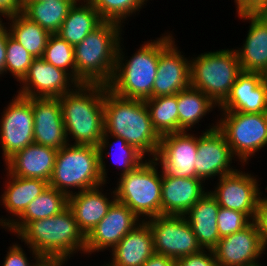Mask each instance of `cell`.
<instances>
[{"label": "cell", "mask_w": 267, "mask_h": 266, "mask_svg": "<svg viewBox=\"0 0 267 266\" xmlns=\"http://www.w3.org/2000/svg\"><path fill=\"white\" fill-rule=\"evenodd\" d=\"M16 237L46 262L57 265L67 264L79 251L85 254V235L69 207L52 217L30 222Z\"/></svg>", "instance_id": "cell-1"}, {"label": "cell", "mask_w": 267, "mask_h": 266, "mask_svg": "<svg viewBox=\"0 0 267 266\" xmlns=\"http://www.w3.org/2000/svg\"><path fill=\"white\" fill-rule=\"evenodd\" d=\"M103 112V134L122 137L144 157L154 159L161 136L152 125L144 100L119 97L105 86Z\"/></svg>", "instance_id": "cell-2"}, {"label": "cell", "mask_w": 267, "mask_h": 266, "mask_svg": "<svg viewBox=\"0 0 267 266\" xmlns=\"http://www.w3.org/2000/svg\"><path fill=\"white\" fill-rule=\"evenodd\" d=\"M104 99L105 85L100 84H78L59 97L68 144L98 148L104 133Z\"/></svg>", "instance_id": "cell-3"}, {"label": "cell", "mask_w": 267, "mask_h": 266, "mask_svg": "<svg viewBox=\"0 0 267 266\" xmlns=\"http://www.w3.org/2000/svg\"><path fill=\"white\" fill-rule=\"evenodd\" d=\"M124 26L104 21L74 46L76 82L108 86L113 78ZM123 32V33H121Z\"/></svg>", "instance_id": "cell-4"}, {"label": "cell", "mask_w": 267, "mask_h": 266, "mask_svg": "<svg viewBox=\"0 0 267 266\" xmlns=\"http://www.w3.org/2000/svg\"><path fill=\"white\" fill-rule=\"evenodd\" d=\"M123 40H120L118 46L115 71L108 89L126 99L153 98V83L159 61V38L144 41L130 59L123 51Z\"/></svg>", "instance_id": "cell-5"}, {"label": "cell", "mask_w": 267, "mask_h": 266, "mask_svg": "<svg viewBox=\"0 0 267 266\" xmlns=\"http://www.w3.org/2000/svg\"><path fill=\"white\" fill-rule=\"evenodd\" d=\"M48 183L50 187L67 196L104 185L100 174L98 148L67 144L58 149L53 173Z\"/></svg>", "instance_id": "cell-6"}, {"label": "cell", "mask_w": 267, "mask_h": 266, "mask_svg": "<svg viewBox=\"0 0 267 266\" xmlns=\"http://www.w3.org/2000/svg\"><path fill=\"white\" fill-rule=\"evenodd\" d=\"M241 72L234 48L207 51L190 59V86L201 90L219 107Z\"/></svg>", "instance_id": "cell-7"}, {"label": "cell", "mask_w": 267, "mask_h": 266, "mask_svg": "<svg viewBox=\"0 0 267 266\" xmlns=\"http://www.w3.org/2000/svg\"><path fill=\"white\" fill-rule=\"evenodd\" d=\"M158 167L154 159L148 158L132 171L119 175L117 186L112 188L116 201L126 205L141 221L161 215L162 170Z\"/></svg>", "instance_id": "cell-8"}, {"label": "cell", "mask_w": 267, "mask_h": 266, "mask_svg": "<svg viewBox=\"0 0 267 266\" xmlns=\"http://www.w3.org/2000/svg\"><path fill=\"white\" fill-rule=\"evenodd\" d=\"M217 128L223 133L233 155L246 166L255 153L267 147V113L222 112Z\"/></svg>", "instance_id": "cell-9"}, {"label": "cell", "mask_w": 267, "mask_h": 266, "mask_svg": "<svg viewBox=\"0 0 267 266\" xmlns=\"http://www.w3.org/2000/svg\"><path fill=\"white\" fill-rule=\"evenodd\" d=\"M34 143L32 98L14 94L0 119V144L4 163L16 152Z\"/></svg>", "instance_id": "cell-10"}, {"label": "cell", "mask_w": 267, "mask_h": 266, "mask_svg": "<svg viewBox=\"0 0 267 266\" xmlns=\"http://www.w3.org/2000/svg\"><path fill=\"white\" fill-rule=\"evenodd\" d=\"M145 221L153 234L155 253L177 260L202 250L185 216L159 215Z\"/></svg>", "instance_id": "cell-11"}, {"label": "cell", "mask_w": 267, "mask_h": 266, "mask_svg": "<svg viewBox=\"0 0 267 266\" xmlns=\"http://www.w3.org/2000/svg\"><path fill=\"white\" fill-rule=\"evenodd\" d=\"M161 35L153 97L175 95L190 86V57H185L178 49L176 39L169 31Z\"/></svg>", "instance_id": "cell-12"}, {"label": "cell", "mask_w": 267, "mask_h": 266, "mask_svg": "<svg viewBox=\"0 0 267 266\" xmlns=\"http://www.w3.org/2000/svg\"><path fill=\"white\" fill-rule=\"evenodd\" d=\"M216 123V124H215ZM212 123L198 135L197 155L195 161V178L204 182L235 172L232 166L235 160L231 148L223 133L217 128V122ZM215 124V125H214ZM232 166V167H231Z\"/></svg>", "instance_id": "cell-13"}, {"label": "cell", "mask_w": 267, "mask_h": 266, "mask_svg": "<svg viewBox=\"0 0 267 266\" xmlns=\"http://www.w3.org/2000/svg\"><path fill=\"white\" fill-rule=\"evenodd\" d=\"M257 176L237 169L217 179L216 187L209 192L220 207L245 213L253 221L263 195Z\"/></svg>", "instance_id": "cell-14"}, {"label": "cell", "mask_w": 267, "mask_h": 266, "mask_svg": "<svg viewBox=\"0 0 267 266\" xmlns=\"http://www.w3.org/2000/svg\"><path fill=\"white\" fill-rule=\"evenodd\" d=\"M196 134L191 131L189 133L182 131L161 136L158 153L154 160L165 176L195 178L198 142Z\"/></svg>", "instance_id": "cell-15"}, {"label": "cell", "mask_w": 267, "mask_h": 266, "mask_svg": "<svg viewBox=\"0 0 267 266\" xmlns=\"http://www.w3.org/2000/svg\"><path fill=\"white\" fill-rule=\"evenodd\" d=\"M77 85L67 72L39 57L33 59L16 93L27 98H59Z\"/></svg>", "instance_id": "cell-16"}, {"label": "cell", "mask_w": 267, "mask_h": 266, "mask_svg": "<svg viewBox=\"0 0 267 266\" xmlns=\"http://www.w3.org/2000/svg\"><path fill=\"white\" fill-rule=\"evenodd\" d=\"M140 222L126 205L115 201L106 216L85 236V255L113 249Z\"/></svg>", "instance_id": "cell-17"}, {"label": "cell", "mask_w": 267, "mask_h": 266, "mask_svg": "<svg viewBox=\"0 0 267 266\" xmlns=\"http://www.w3.org/2000/svg\"><path fill=\"white\" fill-rule=\"evenodd\" d=\"M267 251L261 241L255 223L244 229L220 238L213 252L218 266H247L258 263Z\"/></svg>", "instance_id": "cell-18"}, {"label": "cell", "mask_w": 267, "mask_h": 266, "mask_svg": "<svg viewBox=\"0 0 267 266\" xmlns=\"http://www.w3.org/2000/svg\"><path fill=\"white\" fill-rule=\"evenodd\" d=\"M218 108L220 113H267V77L261 73L242 71L229 96Z\"/></svg>", "instance_id": "cell-19"}, {"label": "cell", "mask_w": 267, "mask_h": 266, "mask_svg": "<svg viewBox=\"0 0 267 266\" xmlns=\"http://www.w3.org/2000/svg\"><path fill=\"white\" fill-rule=\"evenodd\" d=\"M34 143L56 150L68 144L59 98H32Z\"/></svg>", "instance_id": "cell-20"}, {"label": "cell", "mask_w": 267, "mask_h": 266, "mask_svg": "<svg viewBox=\"0 0 267 266\" xmlns=\"http://www.w3.org/2000/svg\"><path fill=\"white\" fill-rule=\"evenodd\" d=\"M203 183L200 178L169 177L162 173L161 215L184 216L208 192Z\"/></svg>", "instance_id": "cell-21"}, {"label": "cell", "mask_w": 267, "mask_h": 266, "mask_svg": "<svg viewBox=\"0 0 267 266\" xmlns=\"http://www.w3.org/2000/svg\"><path fill=\"white\" fill-rule=\"evenodd\" d=\"M237 17L250 24L243 46L235 49L241 70L267 77V22L258 14H241Z\"/></svg>", "instance_id": "cell-22"}, {"label": "cell", "mask_w": 267, "mask_h": 266, "mask_svg": "<svg viewBox=\"0 0 267 266\" xmlns=\"http://www.w3.org/2000/svg\"><path fill=\"white\" fill-rule=\"evenodd\" d=\"M5 189L0 196V204L11 216L0 218L1 228L6 229L25 211L29 203L49 186L47 181L11 175L7 170ZM4 217V218H3Z\"/></svg>", "instance_id": "cell-23"}, {"label": "cell", "mask_w": 267, "mask_h": 266, "mask_svg": "<svg viewBox=\"0 0 267 266\" xmlns=\"http://www.w3.org/2000/svg\"><path fill=\"white\" fill-rule=\"evenodd\" d=\"M102 186L106 185L68 196V207L73 212L78 227L85 236L106 216L109 208L116 201L115 191H110V195V193H105ZM106 194L110 196L108 197Z\"/></svg>", "instance_id": "cell-24"}, {"label": "cell", "mask_w": 267, "mask_h": 266, "mask_svg": "<svg viewBox=\"0 0 267 266\" xmlns=\"http://www.w3.org/2000/svg\"><path fill=\"white\" fill-rule=\"evenodd\" d=\"M58 150L38 144H30L16 152L6 162L11 175L23 178L41 179L49 182L53 173Z\"/></svg>", "instance_id": "cell-25"}, {"label": "cell", "mask_w": 267, "mask_h": 266, "mask_svg": "<svg viewBox=\"0 0 267 266\" xmlns=\"http://www.w3.org/2000/svg\"><path fill=\"white\" fill-rule=\"evenodd\" d=\"M109 252L110 266H142L155 253L148 223L141 221Z\"/></svg>", "instance_id": "cell-26"}, {"label": "cell", "mask_w": 267, "mask_h": 266, "mask_svg": "<svg viewBox=\"0 0 267 266\" xmlns=\"http://www.w3.org/2000/svg\"><path fill=\"white\" fill-rule=\"evenodd\" d=\"M220 206L208 191L184 215L202 249L213 250L220 240L217 214Z\"/></svg>", "instance_id": "cell-27"}, {"label": "cell", "mask_w": 267, "mask_h": 266, "mask_svg": "<svg viewBox=\"0 0 267 266\" xmlns=\"http://www.w3.org/2000/svg\"><path fill=\"white\" fill-rule=\"evenodd\" d=\"M103 22L104 20L88 0H77L56 34L75 46Z\"/></svg>", "instance_id": "cell-28"}, {"label": "cell", "mask_w": 267, "mask_h": 266, "mask_svg": "<svg viewBox=\"0 0 267 266\" xmlns=\"http://www.w3.org/2000/svg\"><path fill=\"white\" fill-rule=\"evenodd\" d=\"M67 207L68 196L48 186L6 230L17 236L30 222L57 215Z\"/></svg>", "instance_id": "cell-29"}, {"label": "cell", "mask_w": 267, "mask_h": 266, "mask_svg": "<svg viewBox=\"0 0 267 266\" xmlns=\"http://www.w3.org/2000/svg\"><path fill=\"white\" fill-rule=\"evenodd\" d=\"M111 138V141H113L114 139L115 140L113 142H109V139ZM98 150L100 157V174L105 184L108 183V180L106 179L108 178V169H106V164L104 161L106 155H109V157L112 158L111 160H113L111 162L115 163L116 166H118L120 175L128 173L134 168H137L146 159L138 150L128 144L122 137L115 135L103 134V137L101 138L100 144L98 146Z\"/></svg>", "instance_id": "cell-30"}, {"label": "cell", "mask_w": 267, "mask_h": 266, "mask_svg": "<svg viewBox=\"0 0 267 266\" xmlns=\"http://www.w3.org/2000/svg\"><path fill=\"white\" fill-rule=\"evenodd\" d=\"M177 103L178 132L195 128L204 116L218 107L205 93L191 86L177 93Z\"/></svg>", "instance_id": "cell-31"}, {"label": "cell", "mask_w": 267, "mask_h": 266, "mask_svg": "<svg viewBox=\"0 0 267 266\" xmlns=\"http://www.w3.org/2000/svg\"><path fill=\"white\" fill-rule=\"evenodd\" d=\"M10 35L34 58L43 57L47 41L51 35L22 12L5 19Z\"/></svg>", "instance_id": "cell-32"}, {"label": "cell", "mask_w": 267, "mask_h": 266, "mask_svg": "<svg viewBox=\"0 0 267 266\" xmlns=\"http://www.w3.org/2000/svg\"><path fill=\"white\" fill-rule=\"evenodd\" d=\"M77 0H49L21 3L22 13L50 34H56Z\"/></svg>", "instance_id": "cell-33"}, {"label": "cell", "mask_w": 267, "mask_h": 266, "mask_svg": "<svg viewBox=\"0 0 267 266\" xmlns=\"http://www.w3.org/2000/svg\"><path fill=\"white\" fill-rule=\"evenodd\" d=\"M144 101L152 125L160 136L178 132L177 94L148 98Z\"/></svg>", "instance_id": "cell-34"}, {"label": "cell", "mask_w": 267, "mask_h": 266, "mask_svg": "<svg viewBox=\"0 0 267 266\" xmlns=\"http://www.w3.org/2000/svg\"><path fill=\"white\" fill-rule=\"evenodd\" d=\"M104 21L125 24L124 21L141 11L146 0H88ZM139 11V12H138Z\"/></svg>", "instance_id": "cell-35"}, {"label": "cell", "mask_w": 267, "mask_h": 266, "mask_svg": "<svg viewBox=\"0 0 267 266\" xmlns=\"http://www.w3.org/2000/svg\"><path fill=\"white\" fill-rule=\"evenodd\" d=\"M46 62L64 70L76 81L74 46L57 34H51L42 57Z\"/></svg>", "instance_id": "cell-36"}, {"label": "cell", "mask_w": 267, "mask_h": 266, "mask_svg": "<svg viewBox=\"0 0 267 266\" xmlns=\"http://www.w3.org/2000/svg\"><path fill=\"white\" fill-rule=\"evenodd\" d=\"M34 57L11 35L7 38L5 74L10 73L17 82H21L28 73Z\"/></svg>", "instance_id": "cell-37"}, {"label": "cell", "mask_w": 267, "mask_h": 266, "mask_svg": "<svg viewBox=\"0 0 267 266\" xmlns=\"http://www.w3.org/2000/svg\"><path fill=\"white\" fill-rule=\"evenodd\" d=\"M251 222L252 220L245 213L223 207L219 208L217 226L221 238L244 229Z\"/></svg>", "instance_id": "cell-38"}, {"label": "cell", "mask_w": 267, "mask_h": 266, "mask_svg": "<svg viewBox=\"0 0 267 266\" xmlns=\"http://www.w3.org/2000/svg\"><path fill=\"white\" fill-rule=\"evenodd\" d=\"M27 248H29L30 255L34 258L31 262L29 261L30 259L27 257L26 252L21 247V244L14 242L13 245L10 244L6 251L7 254L4 257L2 266H43L46 261L33 249L30 247ZM33 261H35V263Z\"/></svg>", "instance_id": "cell-39"}, {"label": "cell", "mask_w": 267, "mask_h": 266, "mask_svg": "<svg viewBox=\"0 0 267 266\" xmlns=\"http://www.w3.org/2000/svg\"><path fill=\"white\" fill-rule=\"evenodd\" d=\"M175 266H218L213 250L201 251L175 260Z\"/></svg>", "instance_id": "cell-40"}, {"label": "cell", "mask_w": 267, "mask_h": 266, "mask_svg": "<svg viewBox=\"0 0 267 266\" xmlns=\"http://www.w3.org/2000/svg\"><path fill=\"white\" fill-rule=\"evenodd\" d=\"M263 196L258 202L253 222L260 234L264 248L267 249V197L266 195Z\"/></svg>", "instance_id": "cell-41"}, {"label": "cell", "mask_w": 267, "mask_h": 266, "mask_svg": "<svg viewBox=\"0 0 267 266\" xmlns=\"http://www.w3.org/2000/svg\"><path fill=\"white\" fill-rule=\"evenodd\" d=\"M236 14H258L266 5L267 0H234Z\"/></svg>", "instance_id": "cell-42"}, {"label": "cell", "mask_w": 267, "mask_h": 266, "mask_svg": "<svg viewBox=\"0 0 267 266\" xmlns=\"http://www.w3.org/2000/svg\"><path fill=\"white\" fill-rule=\"evenodd\" d=\"M22 12L21 0H0V16L9 18Z\"/></svg>", "instance_id": "cell-43"}, {"label": "cell", "mask_w": 267, "mask_h": 266, "mask_svg": "<svg viewBox=\"0 0 267 266\" xmlns=\"http://www.w3.org/2000/svg\"><path fill=\"white\" fill-rule=\"evenodd\" d=\"M7 23L3 22L0 25V77L5 75V60H6V45L7 38L10 35Z\"/></svg>", "instance_id": "cell-44"}, {"label": "cell", "mask_w": 267, "mask_h": 266, "mask_svg": "<svg viewBox=\"0 0 267 266\" xmlns=\"http://www.w3.org/2000/svg\"><path fill=\"white\" fill-rule=\"evenodd\" d=\"M142 266H175V260L163 254L154 253Z\"/></svg>", "instance_id": "cell-45"}, {"label": "cell", "mask_w": 267, "mask_h": 266, "mask_svg": "<svg viewBox=\"0 0 267 266\" xmlns=\"http://www.w3.org/2000/svg\"><path fill=\"white\" fill-rule=\"evenodd\" d=\"M267 22V5L258 13Z\"/></svg>", "instance_id": "cell-46"}, {"label": "cell", "mask_w": 267, "mask_h": 266, "mask_svg": "<svg viewBox=\"0 0 267 266\" xmlns=\"http://www.w3.org/2000/svg\"><path fill=\"white\" fill-rule=\"evenodd\" d=\"M42 1H49V0H21V3H34V2H42Z\"/></svg>", "instance_id": "cell-47"}, {"label": "cell", "mask_w": 267, "mask_h": 266, "mask_svg": "<svg viewBox=\"0 0 267 266\" xmlns=\"http://www.w3.org/2000/svg\"><path fill=\"white\" fill-rule=\"evenodd\" d=\"M43 266H63V265H57L56 262H45Z\"/></svg>", "instance_id": "cell-48"}, {"label": "cell", "mask_w": 267, "mask_h": 266, "mask_svg": "<svg viewBox=\"0 0 267 266\" xmlns=\"http://www.w3.org/2000/svg\"><path fill=\"white\" fill-rule=\"evenodd\" d=\"M247 266H265V265L261 264V262H258V263L247 265Z\"/></svg>", "instance_id": "cell-49"}, {"label": "cell", "mask_w": 267, "mask_h": 266, "mask_svg": "<svg viewBox=\"0 0 267 266\" xmlns=\"http://www.w3.org/2000/svg\"><path fill=\"white\" fill-rule=\"evenodd\" d=\"M3 23V19L1 18V16H0V25Z\"/></svg>", "instance_id": "cell-50"}, {"label": "cell", "mask_w": 267, "mask_h": 266, "mask_svg": "<svg viewBox=\"0 0 267 266\" xmlns=\"http://www.w3.org/2000/svg\"><path fill=\"white\" fill-rule=\"evenodd\" d=\"M102 266H110V265L108 263H106V264L104 263Z\"/></svg>", "instance_id": "cell-51"}]
</instances>
